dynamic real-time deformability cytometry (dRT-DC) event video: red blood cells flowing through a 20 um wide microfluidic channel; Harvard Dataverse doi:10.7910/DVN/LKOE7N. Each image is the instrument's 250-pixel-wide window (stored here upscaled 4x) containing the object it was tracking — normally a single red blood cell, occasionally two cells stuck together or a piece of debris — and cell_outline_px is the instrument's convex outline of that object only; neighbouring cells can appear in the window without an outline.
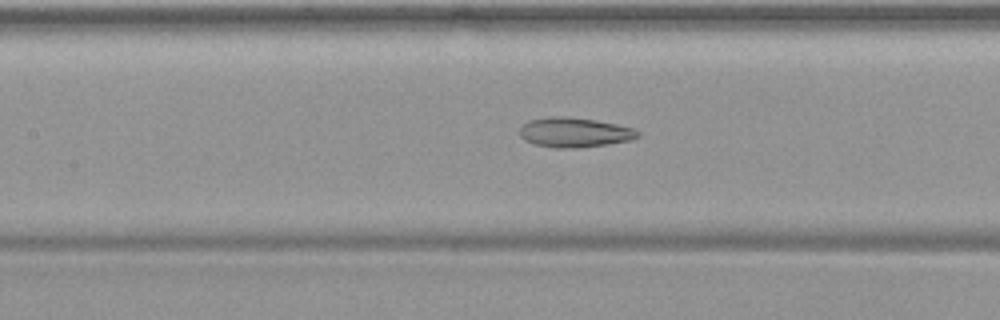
{"species": "common noctule bat (a hibernating species)", "species_latin": "Nyctalus noctula", "temperature_condition": "warm", "stored_images_in_passage": 42, "camera_frame_rate_fps": 3000, "um_per_image_px": 0.085, "animal": {"sex": "female", "body_mass_g": 19.9}, "frame": {"image": 1, "passage_image": 15, "time_ms": 4.667, "image_size_px": [1000, 320], "cell_outline_px": [[640, 136], [628, 140], [608, 144], [576, 148], [556, 148], [532, 144], [524, 140], [520, 136], [520, 128], [528, 120], [548, 116], [568, 116], [596, 120], [616, 124], [632, 128], [640, 132]], "centroid_in_image_um": [48.79, 11.25], "position_along_channel_um": 158.6, "area_um2": 20.58}}
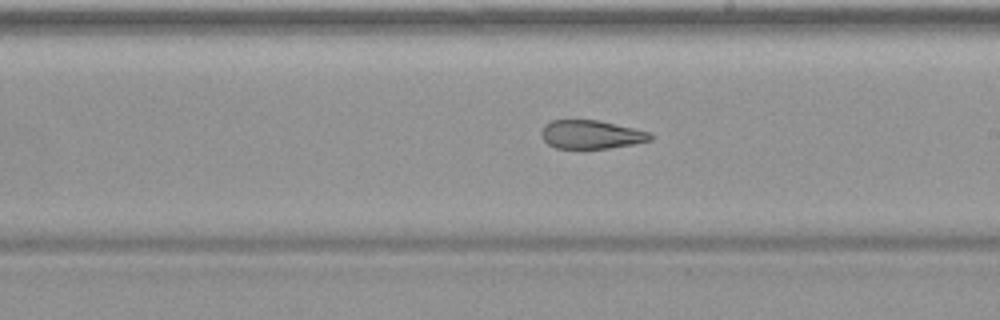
{"frame": {"image": 2, "passage_image": 21, "time_ms": 6.667, "image_size_px": [1000, 320], "cell_outline_px": [[652, 140], [632, 144], [608, 148], [556, 148], [548, 144], [544, 140], [540, 132], [544, 124], [552, 120], [596, 120], [652, 132]], "centroid_in_image_um": [50.24, 11.43], "position_along_channel_um": 238.8, "area_um2": 18.03}}
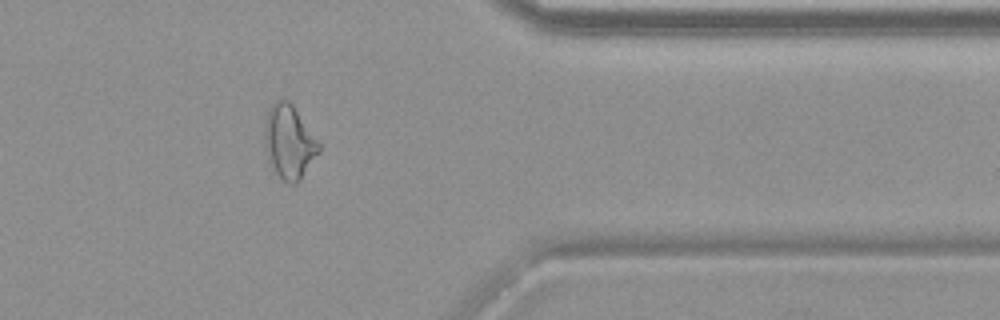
{"frame": {"image": 3, "passage_image": 33, "time_ms": 10.667, "image_size_px": [1000, 320], "cell_outline_px": [[320, 152], [300, 180], [296, 184], [288, 184], [268, 164], [264, 144], [264, 124], [268, 108], [280, 96], [288, 100], [292, 104], [320, 144]], "centroid_in_image_um": [24.54, 12.05], "position_along_channel_um": 386.9, "area_um2": 23.58}}